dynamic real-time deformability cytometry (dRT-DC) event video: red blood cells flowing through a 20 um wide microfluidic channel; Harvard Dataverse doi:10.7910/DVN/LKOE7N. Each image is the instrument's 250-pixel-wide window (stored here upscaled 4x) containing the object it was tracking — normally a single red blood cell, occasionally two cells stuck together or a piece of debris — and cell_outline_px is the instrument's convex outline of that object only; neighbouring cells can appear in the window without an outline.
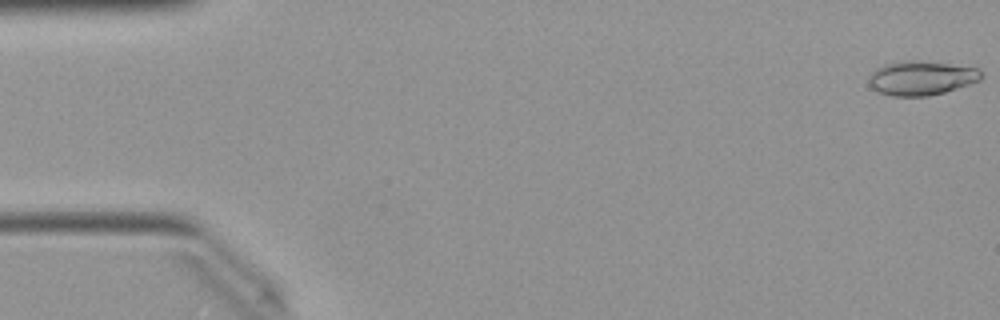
{"species": "Egyptian fruit bat (a non-hibernating species)", "species_latin": "Rousettus aegyptiacus", "temperature_condition": "warm", "stored_images_in_passage": 10, "camera_frame_rate_fps": 3000, "um_per_image_px": 0.085, "animal": {"sex": "female"}, "frame": {"image": 1, "passage_image": 1, "time_ms": 0.0, "image_size_px": [1000, 320], "cell_outline_px": [[984, 76], [980, 80], [944, 92], [928, 96], [892, 96], [880, 92], [872, 88], [868, 84], [868, 76], [876, 68], [884, 64], [904, 60], [920, 60], [980, 68]], "centroid_in_image_um": [78.3, 6.62], "position_along_channel_um": 6.7, "area_um2": 22.6}}